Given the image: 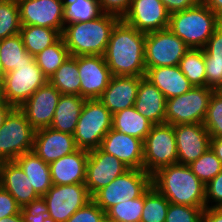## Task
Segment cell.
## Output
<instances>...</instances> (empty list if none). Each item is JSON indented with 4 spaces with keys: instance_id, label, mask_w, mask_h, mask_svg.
I'll use <instances>...</instances> for the list:
<instances>
[{
    "instance_id": "9f6ffc18",
    "label": "cell",
    "mask_w": 222,
    "mask_h": 222,
    "mask_svg": "<svg viewBox=\"0 0 222 222\" xmlns=\"http://www.w3.org/2000/svg\"><path fill=\"white\" fill-rule=\"evenodd\" d=\"M218 92H220L222 94V87L218 90Z\"/></svg>"
},
{
    "instance_id": "9a60e30c",
    "label": "cell",
    "mask_w": 222,
    "mask_h": 222,
    "mask_svg": "<svg viewBox=\"0 0 222 222\" xmlns=\"http://www.w3.org/2000/svg\"><path fill=\"white\" fill-rule=\"evenodd\" d=\"M170 13L161 0H132L122 20L139 32L150 33L168 28Z\"/></svg>"
},
{
    "instance_id": "83f0119b",
    "label": "cell",
    "mask_w": 222,
    "mask_h": 222,
    "mask_svg": "<svg viewBox=\"0 0 222 222\" xmlns=\"http://www.w3.org/2000/svg\"><path fill=\"white\" fill-rule=\"evenodd\" d=\"M24 171L35 192L42 197L52 187L50 166L33 151L21 154L14 160Z\"/></svg>"
},
{
    "instance_id": "7a4b0ae2",
    "label": "cell",
    "mask_w": 222,
    "mask_h": 222,
    "mask_svg": "<svg viewBox=\"0 0 222 222\" xmlns=\"http://www.w3.org/2000/svg\"><path fill=\"white\" fill-rule=\"evenodd\" d=\"M120 17L102 13L86 22L65 23L61 33L71 56H104L111 33Z\"/></svg>"
},
{
    "instance_id": "f35d334b",
    "label": "cell",
    "mask_w": 222,
    "mask_h": 222,
    "mask_svg": "<svg viewBox=\"0 0 222 222\" xmlns=\"http://www.w3.org/2000/svg\"><path fill=\"white\" fill-rule=\"evenodd\" d=\"M189 167L193 174L204 185L222 171V163L211 148L202 154L196 161L192 162Z\"/></svg>"
},
{
    "instance_id": "6da1fadb",
    "label": "cell",
    "mask_w": 222,
    "mask_h": 222,
    "mask_svg": "<svg viewBox=\"0 0 222 222\" xmlns=\"http://www.w3.org/2000/svg\"><path fill=\"white\" fill-rule=\"evenodd\" d=\"M145 38L122 19L115 25L104 54L112 76L145 77Z\"/></svg>"
},
{
    "instance_id": "52a82bcc",
    "label": "cell",
    "mask_w": 222,
    "mask_h": 222,
    "mask_svg": "<svg viewBox=\"0 0 222 222\" xmlns=\"http://www.w3.org/2000/svg\"><path fill=\"white\" fill-rule=\"evenodd\" d=\"M143 145V170L151 176L163 167L178 163L176 137L172 124L153 125Z\"/></svg>"
},
{
    "instance_id": "836d02e7",
    "label": "cell",
    "mask_w": 222,
    "mask_h": 222,
    "mask_svg": "<svg viewBox=\"0 0 222 222\" xmlns=\"http://www.w3.org/2000/svg\"><path fill=\"white\" fill-rule=\"evenodd\" d=\"M178 66L193 86H206L204 49L190 48Z\"/></svg>"
},
{
    "instance_id": "4316f807",
    "label": "cell",
    "mask_w": 222,
    "mask_h": 222,
    "mask_svg": "<svg viewBox=\"0 0 222 222\" xmlns=\"http://www.w3.org/2000/svg\"><path fill=\"white\" fill-rule=\"evenodd\" d=\"M85 98L79 95L62 94L56 106L50 127L54 130L74 134Z\"/></svg>"
},
{
    "instance_id": "277c9868",
    "label": "cell",
    "mask_w": 222,
    "mask_h": 222,
    "mask_svg": "<svg viewBox=\"0 0 222 222\" xmlns=\"http://www.w3.org/2000/svg\"><path fill=\"white\" fill-rule=\"evenodd\" d=\"M221 19L202 1L195 7L170 14L168 28L189 48L203 49Z\"/></svg>"
},
{
    "instance_id": "ee69618b",
    "label": "cell",
    "mask_w": 222,
    "mask_h": 222,
    "mask_svg": "<svg viewBox=\"0 0 222 222\" xmlns=\"http://www.w3.org/2000/svg\"><path fill=\"white\" fill-rule=\"evenodd\" d=\"M102 13L113 14L121 19L130 8L132 0H98Z\"/></svg>"
},
{
    "instance_id": "ac0fdd59",
    "label": "cell",
    "mask_w": 222,
    "mask_h": 222,
    "mask_svg": "<svg viewBox=\"0 0 222 222\" xmlns=\"http://www.w3.org/2000/svg\"><path fill=\"white\" fill-rule=\"evenodd\" d=\"M178 164L190 165L210 148L211 137L203 123L174 125Z\"/></svg>"
},
{
    "instance_id": "3957f363",
    "label": "cell",
    "mask_w": 222,
    "mask_h": 222,
    "mask_svg": "<svg viewBox=\"0 0 222 222\" xmlns=\"http://www.w3.org/2000/svg\"><path fill=\"white\" fill-rule=\"evenodd\" d=\"M152 186L170 203L205 208V185L189 165L173 164L152 175Z\"/></svg>"
},
{
    "instance_id": "ba28073f",
    "label": "cell",
    "mask_w": 222,
    "mask_h": 222,
    "mask_svg": "<svg viewBox=\"0 0 222 222\" xmlns=\"http://www.w3.org/2000/svg\"><path fill=\"white\" fill-rule=\"evenodd\" d=\"M214 90L193 86L188 92L166 101L165 123L174 125L203 123Z\"/></svg>"
},
{
    "instance_id": "603a6c76",
    "label": "cell",
    "mask_w": 222,
    "mask_h": 222,
    "mask_svg": "<svg viewBox=\"0 0 222 222\" xmlns=\"http://www.w3.org/2000/svg\"><path fill=\"white\" fill-rule=\"evenodd\" d=\"M88 150L78 149L49 164L52 185L85 184Z\"/></svg>"
},
{
    "instance_id": "8992f818",
    "label": "cell",
    "mask_w": 222,
    "mask_h": 222,
    "mask_svg": "<svg viewBox=\"0 0 222 222\" xmlns=\"http://www.w3.org/2000/svg\"><path fill=\"white\" fill-rule=\"evenodd\" d=\"M151 185L152 176L143 169H128L97 191L92 200L106 212L116 204L141 197Z\"/></svg>"
},
{
    "instance_id": "bcb514c9",
    "label": "cell",
    "mask_w": 222,
    "mask_h": 222,
    "mask_svg": "<svg viewBox=\"0 0 222 222\" xmlns=\"http://www.w3.org/2000/svg\"><path fill=\"white\" fill-rule=\"evenodd\" d=\"M24 222H56L47 215L46 209L39 203L32 207L21 208Z\"/></svg>"
},
{
    "instance_id": "f5cc1de1",
    "label": "cell",
    "mask_w": 222,
    "mask_h": 222,
    "mask_svg": "<svg viewBox=\"0 0 222 222\" xmlns=\"http://www.w3.org/2000/svg\"><path fill=\"white\" fill-rule=\"evenodd\" d=\"M0 222H24L21 212L9 217H4L0 219Z\"/></svg>"
},
{
    "instance_id": "74e56055",
    "label": "cell",
    "mask_w": 222,
    "mask_h": 222,
    "mask_svg": "<svg viewBox=\"0 0 222 222\" xmlns=\"http://www.w3.org/2000/svg\"><path fill=\"white\" fill-rule=\"evenodd\" d=\"M21 26L18 2L0 0V40L19 34Z\"/></svg>"
},
{
    "instance_id": "e575fe53",
    "label": "cell",
    "mask_w": 222,
    "mask_h": 222,
    "mask_svg": "<svg viewBox=\"0 0 222 222\" xmlns=\"http://www.w3.org/2000/svg\"><path fill=\"white\" fill-rule=\"evenodd\" d=\"M170 202L154 186L144 193V207L140 222H165Z\"/></svg>"
},
{
    "instance_id": "ffe728a7",
    "label": "cell",
    "mask_w": 222,
    "mask_h": 222,
    "mask_svg": "<svg viewBox=\"0 0 222 222\" xmlns=\"http://www.w3.org/2000/svg\"><path fill=\"white\" fill-rule=\"evenodd\" d=\"M78 149L72 134L60 132L51 127L35 130L32 151L45 163L50 164Z\"/></svg>"
},
{
    "instance_id": "7c38bea8",
    "label": "cell",
    "mask_w": 222,
    "mask_h": 222,
    "mask_svg": "<svg viewBox=\"0 0 222 222\" xmlns=\"http://www.w3.org/2000/svg\"><path fill=\"white\" fill-rule=\"evenodd\" d=\"M47 82L48 78L38 67L35 59L30 64H22L4 76L3 94L5 102L19 108L38 88Z\"/></svg>"
},
{
    "instance_id": "1f68e13d",
    "label": "cell",
    "mask_w": 222,
    "mask_h": 222,
    "mask_svg": "<svg viewBox=\"0 0 222 222\" xmlns=\"http://www.w3.org/2000/svg\"><path fill=\"white\" fill-rule=\"evenodd\" d=\"M48 82L61 94L80 96L81 80L78 77V59L70 55L56 72L50 76Z\"/></svg>"
},
{
    "instance_id": "8d00e7d4",
    "label": "cell",
    "mask_w": 222,
    "mask_h": 222,
    "mask_svg": "<svg viewBox=\"0 0 222 222\" xmlns=\"http://www.w3.org/2000/svg\"><path fill=\"white\" fill-rule=\"evenodd\" d=\"M144 207V194L124 203H119L106 211V220L110 222H140Z\"/></svg>"
},
{
    "instance_id": "44dd1931",
    "label": "cell",
    "mask_w": 222,
    "mask_h": 222,
    "mask_svg": "<svg viewBox=\"0 0 222 222\" xmlns=\"http://www.w3.org/2000/svg\"><path fill=\"white\" fill-rule=\"evenodd\" d=\"M100 149L119 159L129 169H143V140L111 129L102 139Z\"/></svg>"
},
{
    "instance_id": "5bb4252c",
    "label": "cell",
    "mask_w": 222,
    "mask_h": 222,
    "mask_svg": "<svg viewBox=\"0 0 222 222\" xmlns=\"http://www.w3.org/2000/svg\"><path fill=\"white\" fill-rule=\"evenodd\" d=\"M128 169L119 159L103 152L100 148L90 150L85 180L90 195L93 196L101 188L108 186Z\"/></svg>"
},
{
    "instance_id": "30bf717a",
    "label": "cell",
    "mask_w": 222,
    "mask_h": 222,
    "mask_svg": "<svg viewBox=\"0 0 222 222\" xmlns=\"http://www.w3.org/2000/svg\"><path fill=\"white\" fill-rule=\"evenodd\" d=\"M92 200L85 184L52 185L40 204L56 222H66L78 209Z\"/></svg>"
},
{
    "instance_id": "2e32d148",
    "label": "cell",
    "mask_w": 222,
    "mask_h": 222,
    "mask_svg": "<svg viewBox=\"0 0 222 222\" xmlns=\"http://www.w3.org/2000/svg\"><path fill=\"white\" fill-rule=\"evenodd\" d=\"M78 59V77L81 80L80 96L99 99L112 77L104 56H75Z\"/></svg>"
},
{
    "instance_id": "7bdbcfd3",
    "label": "cell",
    "mask_w": 222,
    "mask_h": 222,
    "mask_svg": "<svg viewBox=\"0 0 222 222\" xmlns=\"http://www.w3.org/2000/svg\"><path fill=\"white\" fill-rule=\"evenodd\" d=\"M205 208H222V171L205 185Z\"/></svg>"
},
{
    "instance_id": "d590c367",
    "label": "cell",
    "mask_w": 222,
    "mask_h": 222,
    "mask_svg": "<svg viewBox=\"0 0 222 222\" xmlns=\"http://www.w3.org/2000/svg\"><path fill=\"white\" fill-rule=\"evenodd\" d=\"M101 14L98 0H64L65 23L86 22Z\"/></svg>"
},
{
    "instance_id": "db71d44e",
    "label": "cell",
    "mask_w": 222,
    "mask_h": 222,
    "mask_svg": "<svg viewBox=\"0 0 222 222\" xmlns=\"http://www.w3.org/2000/svg\"><path fill=\"white\" fill-rule=\"evenodd\" d=\"M5 103L4 94H3V81H0V104Z\"/></svg>"
},
{
    "instance_id": "11a10c76",
    "label": "cell",
    "mask_w": 222,
    "mask_h": 222,
    "mask_svg": "<svg viewBox=\"0 0 222 222\" xmlns=\"http://www.w3.org/2000/svg\"><path fill=\"white\" fill-rule=\"evenodd\" d=\"M5 71H4V68H3V65L0 61V81H3L4 80V76H5Z\"/></svg>"
},
{
    "instance_id": "8fae6325",
    "label": "cell",
    "mask_w": 222,
    "mask_h": 222,
    "mask_svg": "<svg viewBox=\"0 0 222 222\" xmlns=\"http://www.w3.org/2000/svg\"><path fill=\"white\" fill-rule=\"evenodd\" d=\"M189 49L169 28L146 33L145 67L178 66Z\"/></svg>"
},
{
    "instance_id": "c3c4849f",
    "label": "cell",
    "mask_w": 222,
    "mask_h": 222,
    "mask_svg": "<svg viewBox=\"0 0 222 222\" xmlns=\"http://www.w3.org/2000/svg\"><path fill=\"white\" fill-rule=\"evenodd\" d=\"M203 222H222V208H205Z\"/></svg>"
},
{
    "instance_id": "d6a6232c",
    "label": "cell",
    "mask_w": 222,
    "mask_h": 222,
    "mask_svg": "<svg viewBox=\"0 0 222 222\" xmlns=\"http://www.w3.org/2000/svg\"><path fill=\"white\" fill-rule=\"evenodd\" d=\"M69 56V50L61 37L57 42L34 56V59L43 74L49 79Z\"/></svg>"
},
{
    "instance_id": "484cf974",
    "label": "cell",
    "mask_w": 222,
    "mask_h": 222,
    "mask_svg": "<svg viewBox=\"0 0 222 222\" xmlns=\"http://www.w3.org/2000/svg\"><path fill=\"white\" fill-rule=\"evenodd\" d=\"M206 87L218 91L222 87V23L204 46Z\"/></svg>"
},
{
    "instance_id": "5b68a950",
    "label": "cell",
    "mask_w": 222,
    "mask_h": 222,
    "mask_svg": "<svg viewBox=\"0 0 222 222\" xmlns=\"http://www.w3.org/2000/svg\"><path fill=\"white\" fill-rule=\"evenodd\" d=\"M111 129V112L99 99H86L73 134L77 147L88 151L100 148Z\"/></svg>"
},
{
    "instance_id": "60d3db41",
    "label": "cell",
    "mask_w": 222,
    "mask_h": 222,
    "mask_svg": "<svg viewBox=\"0 0 222 222\" xmlns=\"http://www.w3.org/2000/svg\"><path fill=\"white\" fill-rule=\"evenodd\" d=\"M204 209L170 203L165 222H203Z\"/></svg>"
},
{
    "instance_id": "e0dca14e",
    "label": "cell",
    "mask_w": 222,
    "mask_h": 222,
    "mask_svg": "<svg viewBox=\"0 0 222 222\" xmlns=\"http://www.w3.org/2000/svg\"><path fill=\"white\" fill-rule=\"evenodd\" d=\"M62 94L49 82L38 88L19 109L35 129L50 127Z\"/></svg>"
},
{
    "instance_id": "681fc988",
    "label": "cell",
    "mask_w": 222,
    "mask_h": 222,
    "mask_svg": "<svg viewBox=\"0 0 222 222\" xmlns=\"http://www.w3.org/2000/svg\"><path fill=\"white\" fill-rule=\"evenodd\" d=\"M220 19H222V0H202Z\"/></svg>"
},
{
    "instance_id": "9c48e42d",
    "label": "cell",
    "mask_w": 222,
    "mask_h": 222,
    "mask_svg": "<svg viewBox=\"0 0 222 222\" xmlns=\"http://www.w3.org/2000/svg\"><path fill=\"white\" fill-rule=\"evenodd\" d=\"M35 129L19 108H14L0 128V162L14 161L33 150Z\"/></svg>"
},
{
    "instance_id": "4fadbf2b",
    "label": "cell",
    "mask_w": 222,
    "mask_h": 222,
    "mask_svg": "<svg viewBox=\"0 0 222 222\" xmlns=\"http://www.w3.org/2000/svg\"><path fill=\"white\" fill-rule=\"evenodd\" d=\"M21 25L53 28L61 33L65 27L64 0H20Z\"/></svg>"
},
{
    "instance_id": "7402d4cb",
    "label": "cell",
    "mask_w": 222,
    "mask_h": 222,
    "mask_svg": "<svg viewBox=\"0 0 222 222\" xmlns=\"http://www.w3.org/2000/svg\"><path fill=\"white\" fill-rule=\"evenodd\" d=\"M139 84L138 76H112L99 100L113 115L134 106Z\"/></svg>"
},
{
    "instance_id": "f546056e",
    "label": "cell",
    "mask_w": 222,
    "mask_h": 222,
    "mask_svg": "<svg viewBox=\"0 0 222 222\" xmlns=\"http://www.w3.org/2000/svg\"><path fill=\"white\" fill-rule=\"evenodd\" d=\"M19 34L25 49L31 56H36L61 38L59 30L36 25H22Z\"/></svg>"
},
{
    "instance_id": "f6af8a7d",
    "label": "cell",
    "mask_w": 222,
    "mask_h": 222,
    "mask_svg": "<svg viewBox=\"0 0 222 222\" xmlns=\"http://www.w3.org/2000/svg\"><path fill=\"white\" fill-rule=\"evenodd\" d=\"M21 212V207L17 201L0 186V219L9 217Z\"/></svg>"
},
{
    "instance_id": "7dc6e473",
    "label": "cell",
    "mask_w": 222,
    "mask_h": 222,
    "mask_svg": "<svg viewBox=\"0 0 222 222\" xmlns=\"http://www.w3.org/2000/svg\"><path fill=\"white\" fill-rule=\"evenodd\" d=\"M202 0H161L170 14L197 6Z\"/></svg>"
},
{
    "instance_id": "ab89813d",
    "label": "cell",
    "mask_w": 222,
    "mask_h": 222,
    "mask_svg": "<svg viewBox=\"0 0 222 222\" xmlns=\"http://www.w3.org/2000/svg\"><path fill=\"white\" fill-rule=\"evenodd\" d=\"M203 124L211 138L222 136V94L218 91L211 95Z\"/></svg>"
},
{
    "instance_id": "f907efd6",
    "label": "cell",
    "mask_w": 222,
    "mask_h": 222,
    "mask_svg": "<svg viewBox=\"0 0 222 222\" xmlns=\"http://www.w3.org/2000/svg\"><path fill=\"white\" fill-rule=\"evenodd\" d=\"M210 148L214 151L215 155L222 163V136L218 138H211Z\"/></svg>"
},
{
    "instance_id": "f1b7e54d",
    "label": "cell",
    "mask_w": 222,
    "mask_h": 222,
    "mask_svg": "<svg viewBox=\"0 0 222 222\" xmlns=\"http://www.w3.org/2000/svg\"><path fill=\"white\" fill-rule=\"evenodd\" d=\"M153 124L135 107L123 109L112 115V129L143 140L150 133Z\"/></svg>"
},
{
    "instance_id": "cb8c5ba5",
    "label": "cell",
    "mask_w": 222,
    "mask_h": 222,
    "mask_svg": "<svg viewBox=\"0 0 222 222\" xmlns=\"http://www.w3.org/2000/svg\"><path fill=\"white\" fill-rule=\"evenodd\" d=\"M166 97L145 77H140L135 109L153 125L165 123Z\"/></svg>"
},
{
    "instance_id": "4dcf8cb0",
    "label": "cell",
    "mask_w": 222,
    "mask_h": 222,
    "mask_svg": "<svg viewBox=\"0 0 222 222\" xmlns=\"http://www.w3.org/2000/svg\"><path fill=\"white\" fill-rule=\"evenodd\" d=\"M34 60L23 44L20 34L0 40V61L5 73L17 69L22 64H30Z\"/></svg>"
},
{
    "instance_id": "b9f144b4",
    "label": "cell",
    "mask_w": 222,
    "mask_h": 222,
    "mask_svg": "<svg viewBox=\"0 0 222 222\" xmlns=\"http://www.w3.org/2000/svg\"><path fill=\"white\" fill-rule=\"evenodd\" d=\"M104 212L93 200L78 209L66 222H105Z\"/></svg>"
},
{
    "instance_id": "d6986e66",
    "label": "cell",
    "mask_w": 222,
    "mask_h": 222,
    "mask_svg": "<svg viewBox=\"0 0 222 222\" xmlns=\"http://www.w3.org/2000/svg\"><path fill=\"white\" fill-rule=\"evenodd\" d=\"M0 186L10 193L21 208L32 207L41 201V197L15 161L0 162Z\"/></svg>"
},
{
    "instance_id": "816d5d0a",
    "label": "cell",
    "mask_w": 222,
    "mask_h": 222,
    "mask_svg": "<svg viewBox=\"0 0 222 222\" xmlns=\"http://www.w3.org/2000/svg\"><path fill=\"white\" fill-rule=\"evenodd\" d=\"M15 107L8 104L7 102L0 104V128L4 124L8 114L14 109Z\"/></svg>"
},
{
    "instance_id": "d4e9b609",
    "label": "cell",
    "mask_w": 222,
    "mask_h": 222,
    "mask_svg": "<svg viewBox=\"0 0 222 222\" xmlns=\"http://www.w3.org/2000/svg\"><path fill=\"white\" fill-rule=\"evenodd\" d=\"M145 78L155 85L166 99L180 96L193 87L179 66L146 68Z\"/></svg>"
}]
</instances>
